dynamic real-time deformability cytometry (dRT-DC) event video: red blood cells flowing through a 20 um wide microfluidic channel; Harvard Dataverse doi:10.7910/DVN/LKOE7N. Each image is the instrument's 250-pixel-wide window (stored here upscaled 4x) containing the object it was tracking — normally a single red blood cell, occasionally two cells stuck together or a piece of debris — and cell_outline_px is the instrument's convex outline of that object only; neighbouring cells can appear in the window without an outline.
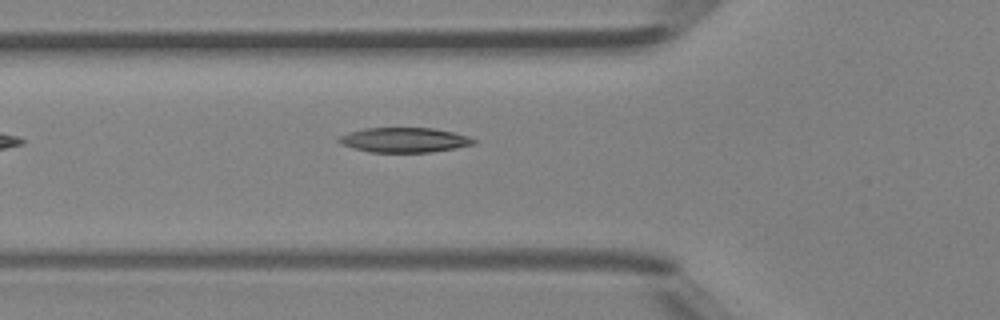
{"species": "Egyptian fruit bat (a non-hibernating species)", "species_latin": "Rousettus aegyptiacus", "temperature_condition": "room temperature", "stored_images_in_passage": 27, "camera_frame_rate_fps": 3000, "um_per_image_px": 0.085, "animal": {"sex": "female"}, "frame": {"image": 1, "passage_image": 2, "time_ms": 0.333, "image_size_px": [1000, 320], "cell_outline_px": [[476, 144], [456, 148], [432, 152], [372, 152], [352, 148], [340, 144], [336, 140], [340, 136], [348, 132], [364, 128], [432, 128], [452, 132], [468, 136], [476, 140]], "centroid_in_image_um": [34.35, 11.9], "position_along_channel_um": 91.5, "area_um2": 19.54}}
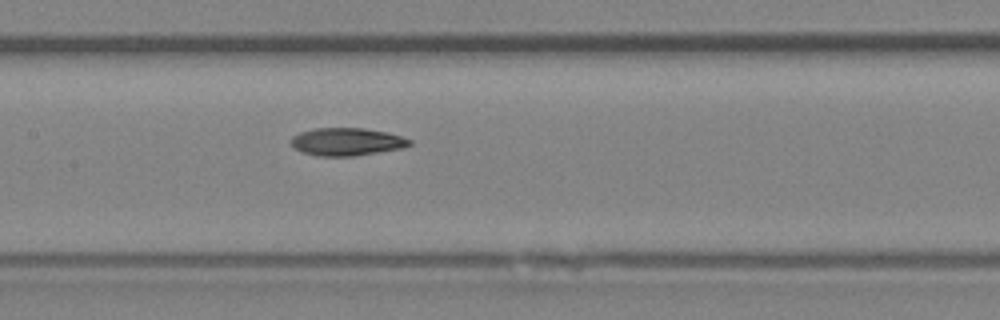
{"frame": {"image": 2, "passage_image": 8, "time_ms": 2.333, "image_size_px": [1000, 320], "cell_outline_px": [[412, 144], [400, 148], [352, 156], [316, 156], [300, 152], [292, 144], [292, 136], [300, 132], [316, 128], [364, 128], [388, 132], [412, 140]], "centroid_in_image_um": [29.46, 12.04], "position_along_channel_um": 177.9, "area_um2": 19.02}}
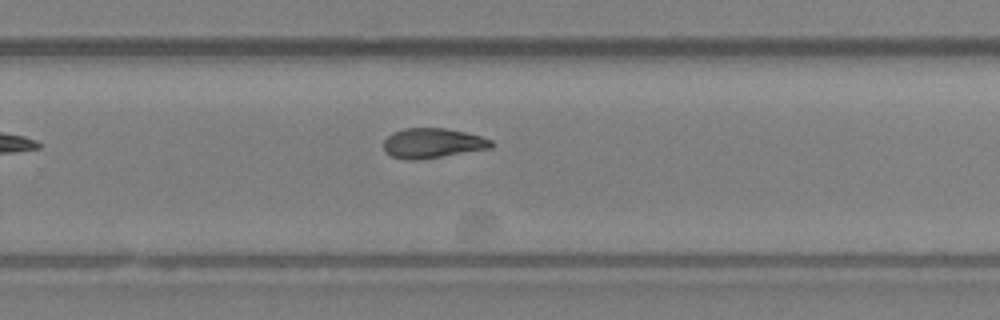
{"frame": {"image": 3, "passage_image": 16, "time_ms": 5.0, "image_size_px": [1000, 320], "cell_outline_px": [[496, 144], [492, 148], [440, 156], [412, 160], [408, 160], [392, 156], [384, 152], [384, 140], [392, 132], [404, 128], [444, 128], [464, 132], [480, 136], [492, 140]], "centroid_in_image_um": [36.76, 12.16], "position_along_channel_um": 293.0, "area_um2": 18.61}}